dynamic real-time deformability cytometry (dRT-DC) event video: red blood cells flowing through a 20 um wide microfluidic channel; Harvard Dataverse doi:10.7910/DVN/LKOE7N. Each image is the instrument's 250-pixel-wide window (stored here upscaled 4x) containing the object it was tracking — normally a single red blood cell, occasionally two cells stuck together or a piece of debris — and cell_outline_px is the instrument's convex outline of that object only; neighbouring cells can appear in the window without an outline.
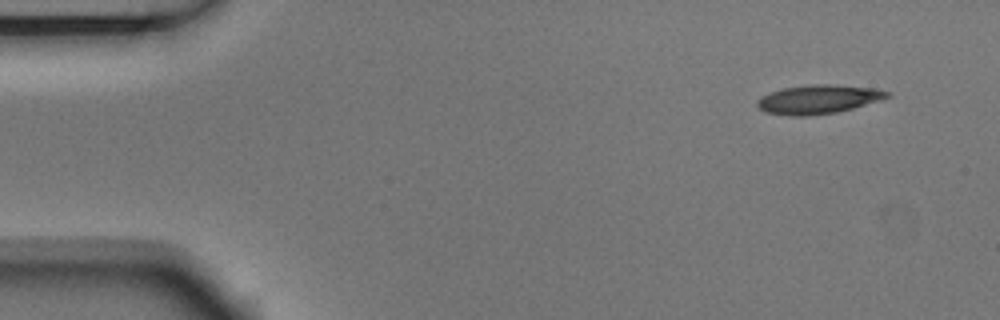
{"species": "Egyptian fruit bat (a non-hibernating species)", "species_latin": "Rousettus aegyptiacus", "temperature_condition": "room temperature", "stored_images_in_passage": 2, "camera_frame_rate_fps": 3000, "um_per_image_px": 0.085, "animal": {"sex": "male"}, "frame": {"image": 1, "passage_image": 1, "time_ms": 0.0, "image_size_px": [1000, 320], "cell_outline_px": [[892, 96], [880, 100], [852, 108], [836, 112], [808, 116], [788, 116], [764, 112], [756, 104], [756, 100], [760, 96], [784, 88], [808, 84], [832, 84], [872, 88], [892, 92]], "centroid_in_image_um": [69.54, 8.44], "position_along_channel_um": 15.5, "area_um2": 21.96}}